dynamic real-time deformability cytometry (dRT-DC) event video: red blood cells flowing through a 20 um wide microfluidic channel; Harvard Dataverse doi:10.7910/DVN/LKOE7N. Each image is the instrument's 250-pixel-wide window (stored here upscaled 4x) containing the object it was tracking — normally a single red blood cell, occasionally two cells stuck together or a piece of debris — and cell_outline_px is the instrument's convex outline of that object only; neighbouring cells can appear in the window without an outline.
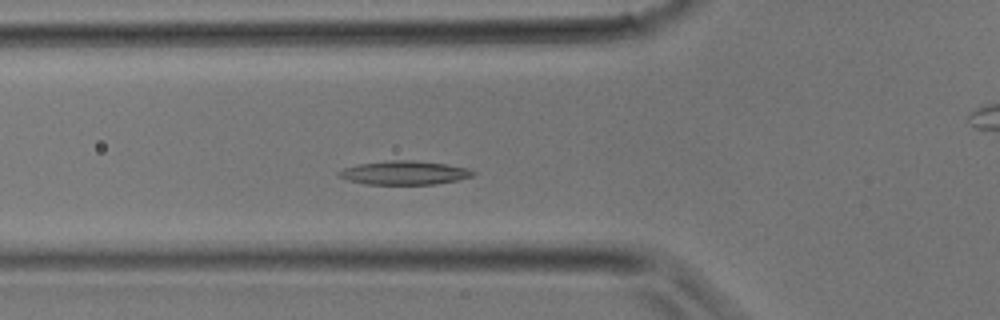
{"species": "common noctule bat (a hibernating species)", "species_latin": "Nyctalus noctula", "temperature_condition": "room temperature", "stored_images_in_passage": 26, "camera_frame_rate_fps": 3000, "um_per_image_px": 0.085, "animal": {"sex": "male", "body_mass_g": 17.9}, "frame": {"image": 1, "passage_image": 3, "time_ms": 0.667, "image_size_px": [1000, 320], "cell_outline_px": [[476, 172], [472, 176], [460, 180], [436, 184], [364, 184], [348, 180], [340, 176], [336, 172], [344, 168], [360, 164], [392, 160], [412, 160], [448, 164], [468, 168]], "centroid_in_image_um": [34.41, 14.69], "position_along_channel_um": 91.4, "area_um2": 18.55}}
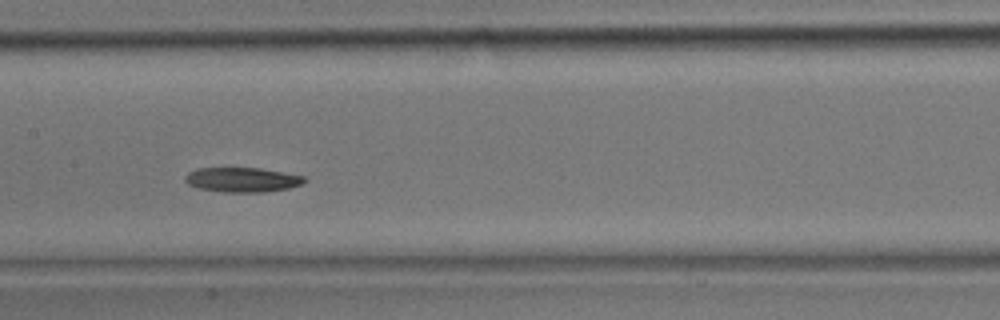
{"frame": {"image": 2, "passage_image": 8, "time_ms": 2.333, "image_size_px": [1000, 320], "cell_outline_px": [[308, 180], [300, 184], [288, 188], [264, 192], [224, 192], [200, 188], [188, 184], [184, 180], [184, 176], [188, 172], [196, 168], [260, 168], [304, 176]], "centroid_in_image_um": [20.57, 15.27], "position_along_channel_um": 186.8, "area_um2": 17.05}}
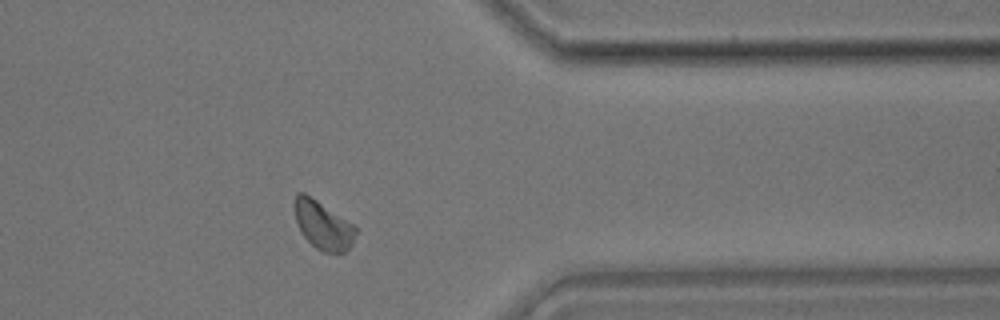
{"frame": {"image": 3, "passage_image": 19, "time_ms": 6.0, "image_size_px": [1000, 320], "cell_outline_px": [[356, 232], [352, 244], [344, 252], [324, 252], [316, 248], [304, 236], [296, 220], [296, 192], [304, 192], [352, 224], [356, 228]], "centroid_in_image_um": [27.47, 19.16], "position_along_channel_um": 383.9, "area_um2": 16.47}}